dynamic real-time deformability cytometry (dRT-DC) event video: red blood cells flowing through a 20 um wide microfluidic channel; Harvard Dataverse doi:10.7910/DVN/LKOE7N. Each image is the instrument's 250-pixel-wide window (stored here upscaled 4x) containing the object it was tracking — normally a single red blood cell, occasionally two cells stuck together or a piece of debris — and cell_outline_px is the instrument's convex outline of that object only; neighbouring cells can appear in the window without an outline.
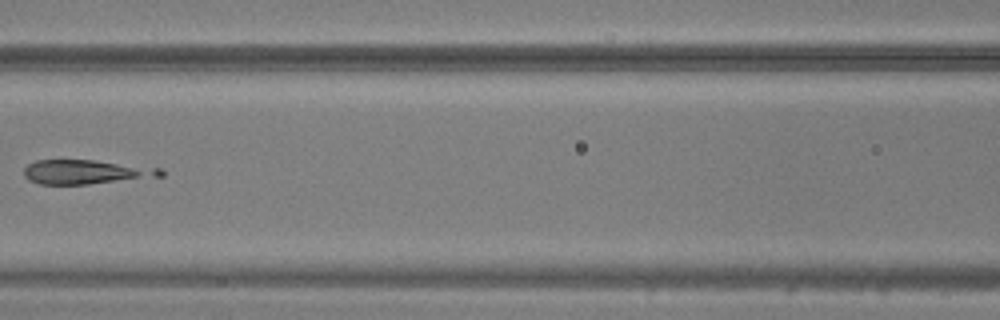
{"species": "common noctule bat (a hibernating species)", "species_latin": "Nyctalus noctula", "temperature_condition": "warm", "stored_images_in_passage": 36, "camera_frame_rate_fps": 3000, "um_per_image_px": 0.085, "animal": {"sex": "male", "body_mass_g": 20.5, "forearm_length_mm": 52.5}, "frame": {"image": 1, "passage_image": 10, "time_ms": 3.0, "image_size_px": [1000, 320], "cell_outline_px": [[164, 176], [88, 184], [40, 184], [28, 180], [24, 176], [24, 168], [28, 164], [36, 160], [92, 160], [160, 168], [164, 172]], "centroid_in_image_um": [7.28, 14.62], "position_along_channel_um": 159.3, "area_um2": 19.19}}
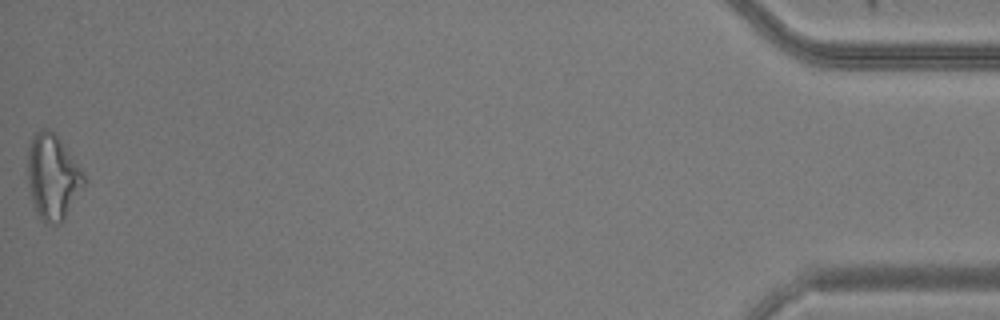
{"frame": {"image": 2, "passage_image": 36, "time_ms": 11.667, "image_size_px": [1000, 320], "cell_outline_px": [[88, 180], [64, 220], [60, 224], [44, 224], [36, 212], [32, 204], [28, 192], [28, 144], [36, 132], [40, 128], [48, 128], [56, 132], [84, 172]], "centroid_in_image_um": [4.49, 15.04], "position_along_channel_um": 430.7, "area_um2": 28.84}}